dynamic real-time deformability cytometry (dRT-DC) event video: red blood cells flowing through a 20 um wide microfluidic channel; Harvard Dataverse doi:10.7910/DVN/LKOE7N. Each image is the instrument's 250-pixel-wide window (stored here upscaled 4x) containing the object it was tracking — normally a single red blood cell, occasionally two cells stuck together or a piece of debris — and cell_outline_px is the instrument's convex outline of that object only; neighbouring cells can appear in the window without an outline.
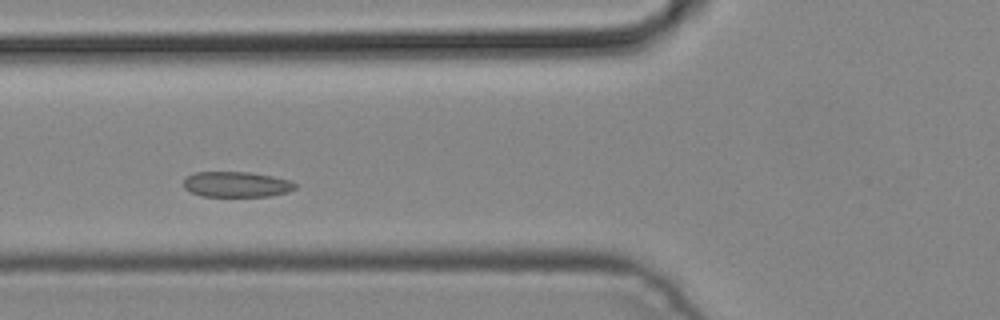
{"species": "common noctule bat (a hibernating species)", "species_latin": "Nyctalus noctula", "temperature_condition": "cold", "stored_images_in_passage": 7, "camera_frame_rate_fps": 3000, "um_per_image_px": 0.085, "animal": {"sex": "male", "body_mass_g": 19.2, "forearm_length_mm": 51.8}, "frame": {"image": 1, "passage_image": 5, "time_ms": 1.333, "image_size_px": [1000, 320], "cell_outline_px": [[296, 188], [288, 192], [272, 196], [200, 196], [184, 188], [184, 176], [196, 172], [248, 172], [272, 176], [292, 180], [296, 184]], "centroid_in_image_um": [20.11, 15.67], "position_along_channel_um": 105.7, "area_um2": 16.7}}
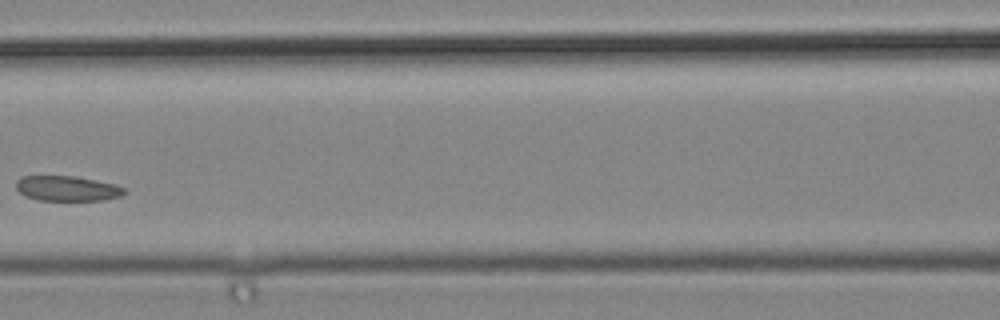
{"frame": {"image": 2, "passage_image": 6, "time_ms": 1.667, "image_size_px": [1000, 320], "cell_outline_px": [[128, 192], [120, 196], [104, 200], [40, 200], [24, 196], [16, 188], [16, 180], [20, 176], [72, 176], [96, 180], [116, 184], [124, 188]], "centroid_in_image_um": [5.71, 16.01], "position_along_channel_um": 160.9, "area_um2": 15.9}}
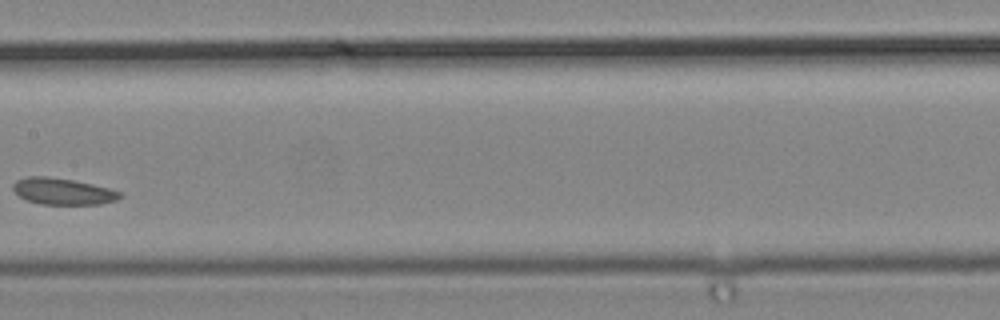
{"frame": {"image": 3, "passage_image": 7, "time_ms": 2.0, "image_size_px": [1000, 320], "cell_outline_px": [[124, 196], [116, 200], [100, 204], [40, 204], [24, 200], [12, 188], [12, 184], [16, 180], [24, 176], [48, 176], [72, 180], [92, 184], [108, 188], [120, 192]], "centroid_in_image_um": [5.3, 16.26], "position_along_channel_um": 202.1, "area_um2": 16.59}}